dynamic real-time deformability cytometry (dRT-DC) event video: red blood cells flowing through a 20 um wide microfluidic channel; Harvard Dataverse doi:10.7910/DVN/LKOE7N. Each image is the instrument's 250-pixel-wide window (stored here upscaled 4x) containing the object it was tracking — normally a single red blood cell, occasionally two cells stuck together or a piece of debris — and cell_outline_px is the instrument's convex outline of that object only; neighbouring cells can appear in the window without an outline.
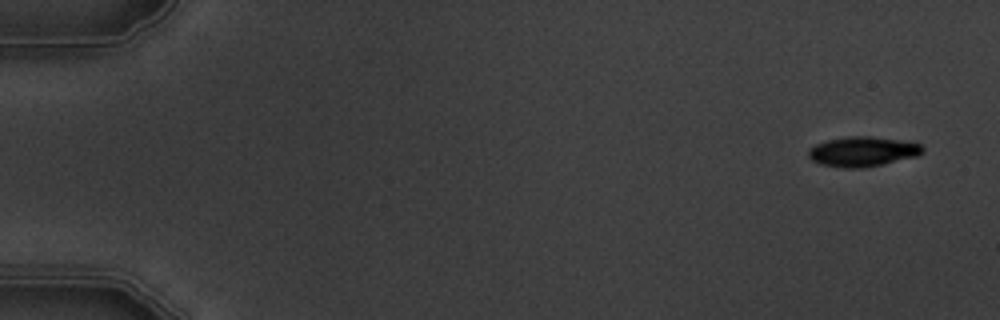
{"species": "common noctule bat (a hibernating species)", "species_latin": "Nyctalus noctula", "temperature_condition": "warm", "stored_images_in_passage": 6, "camera_frame_rate_fps": 3000, "um_per_image_px": 0.085, "animal": {"sex": "male", "body_mass_g": 19.5, "forearm_length_mm": 54.6}, "frame": {"image": 1, "passage_image": 1, "time_ms": 0.0, "image_size_px": [1000, 320], "cell_outline_px": [[924, 152], [916, 156], [864, 168], [844, 168], [820, 164], [812, 160], [808, 156], [808, 148], [816, 144], [828, 140], [848, 136], [868, 136], [900, 140], [920, 144], [924, 148]], "centroid_in_image_um": [73.3, 12.88], "position_along_channel_um": 11.7, "area_um2": 19.77}}